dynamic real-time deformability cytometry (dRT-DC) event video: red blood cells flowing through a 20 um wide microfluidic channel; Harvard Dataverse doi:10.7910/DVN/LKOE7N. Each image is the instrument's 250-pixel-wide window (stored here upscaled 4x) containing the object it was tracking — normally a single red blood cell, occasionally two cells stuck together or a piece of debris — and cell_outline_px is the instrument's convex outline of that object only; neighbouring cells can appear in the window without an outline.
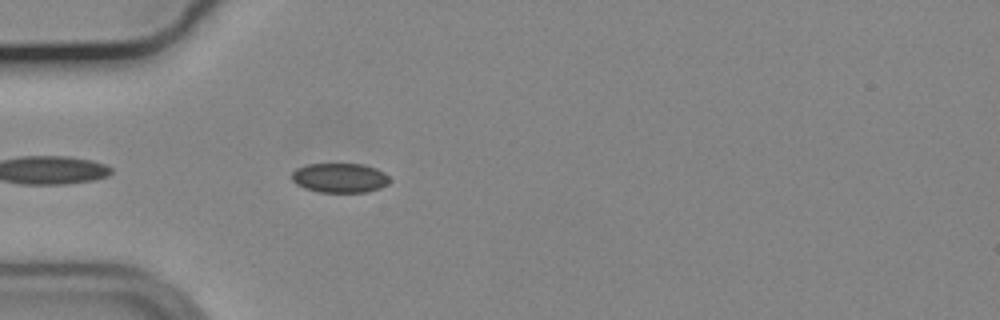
{"species": "common noctule bat (a hibernating species)", "species_latin": "Nyctalus noctula", "temperature_condition": "cold", "stored_images_in_passage": 11, "camera_frame_rate_fps": 3000, "um_per_image_px": 0.085, "animal": {"sex": "male", "body_mass_g": 19.2, "forearm_length_mm": 51.8}, "frame": {"image": 1, "passage_image": 4, "time_ms": 1.0, "image_size_px": [1000, 320], "cell_outline_px": [[392, 180], [388, 184], [380, 188], [368, 192], [320, 192], [304, 188], [296, 184], [292, 180], [292, 172], [296, 168], [308, 164], [364, 164], [376, 168], [384, 172]], "centroid_in_image_um": [28.9, 15.12], "position_along_channel_um": 56.1, "area_um2": 16.99}}